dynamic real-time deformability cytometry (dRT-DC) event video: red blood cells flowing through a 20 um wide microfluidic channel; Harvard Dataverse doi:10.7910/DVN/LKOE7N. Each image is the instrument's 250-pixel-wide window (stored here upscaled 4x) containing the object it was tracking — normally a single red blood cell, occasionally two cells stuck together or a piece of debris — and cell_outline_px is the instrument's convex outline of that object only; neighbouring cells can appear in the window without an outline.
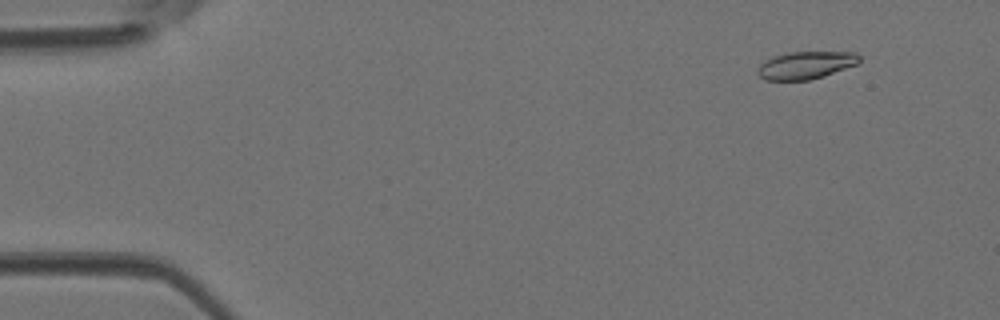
{"species": "Egyptian fruit bat (a non-hibernating species)", "species_latin": "Rousettus aegyptiacus", "temperature_condition": "room temperature", "stored_images_in_passage": 36, "camera_frame_rate_fps": 3000, "um_per_image_px": 0.085, "animal": {"sex": "female"}, "frame": {"image": 1, "passage_image": 4, "time_ms": 1.0, "image_size_px": [1000, 320], "cell_outline_px": [[860, 60], [856, 64], [824, 76], [808, 80], [764, 80], [756, 72], [760, 64], [772, 56], [788, 52], [856, 52], [860, 56]], "centroid_in_image_um": [68.46, 5.53], "position_along_channel_um": 16.5, "area_um2": 16.3}}
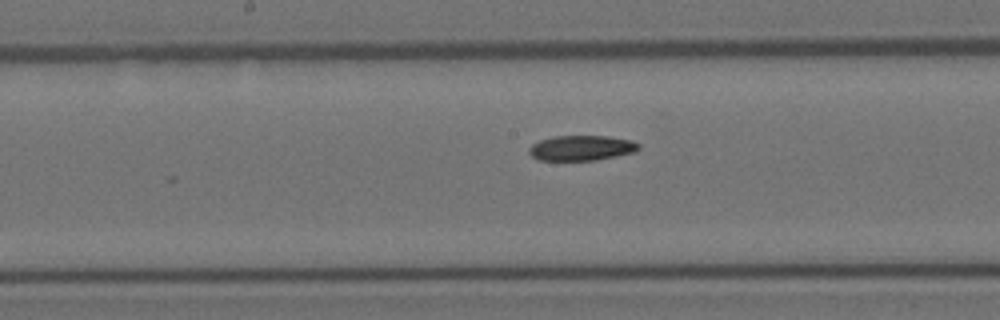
{"frame": {"image": 2, "passage_image": 23, "time_ms": 7.333, "image_size_px": [1000, 320], "cell_outline_px": [[640, 148], [636, 152], [596, 160], [540, 160], [532, 156], [528, 152], [528, 148], [532, 144], [540, 140], [556, 136], [608, 136], [632, 140], [640, 144]], "centroid_in_image_um": [49.45, 12.57], "position_along_channel_um": 198.7, "area_um2": 16.13}}
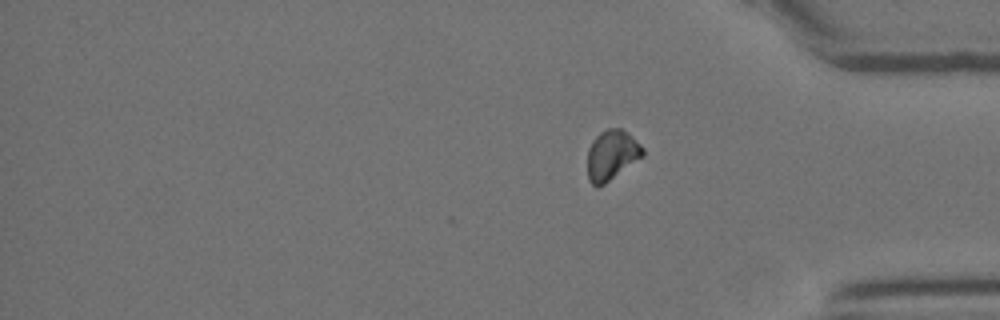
{"frame": {"image": 3, "passage_image": 36, "time_ms": 11.667, "image_size_px": [1000, 320], "cell_outline_px": [[644, 156], [604, 184], [596, 188], [588, 180], [588, 148], [592, 140], [604, 128], [620, 128], [628, 132], [644, 148]], "centroid_in_image_um": [51.99, 13.17], "position_along_channel_um": 383.2, "area_um2": 16.24}}